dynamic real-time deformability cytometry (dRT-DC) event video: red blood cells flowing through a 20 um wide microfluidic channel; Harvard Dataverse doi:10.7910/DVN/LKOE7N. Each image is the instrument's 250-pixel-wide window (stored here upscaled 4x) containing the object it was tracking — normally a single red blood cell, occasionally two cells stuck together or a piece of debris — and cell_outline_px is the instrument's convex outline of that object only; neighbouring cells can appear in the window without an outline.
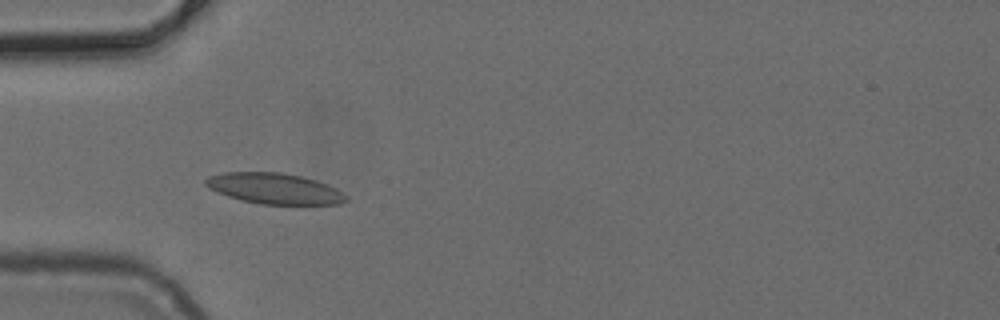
{"species": "common noctule bat (a hibernating species)", "species_latin": "Nyctalus noctula", "temperature_condition": "cold", "stored_images_in_passage": 37, "camera_frame_rate_fps": 3000, "um_per_image_px": 0.085, "animal": {"sex": "female", "body_mass_g": 24.6, "forearm_length_mm": 56.2}, "frame": {"image": 1, "passage_image": 2, "time_ms": 0.333, "image_size_px": [1000, 320], "cell_outline_px": [[348, 200], [340, 204], [260, 204], [240, 200], [216, 192], [208, 188], [204, 184], [204, 180], [208, 176], [224, 172], [280, 172], [300, 176], [316, 180], [328, 184], [336, 188], [348, 196]], "centroid_in_image_um": [23.31, 16.02], "position_along_channel_um": 61.7, "area_um2": 25.37}}
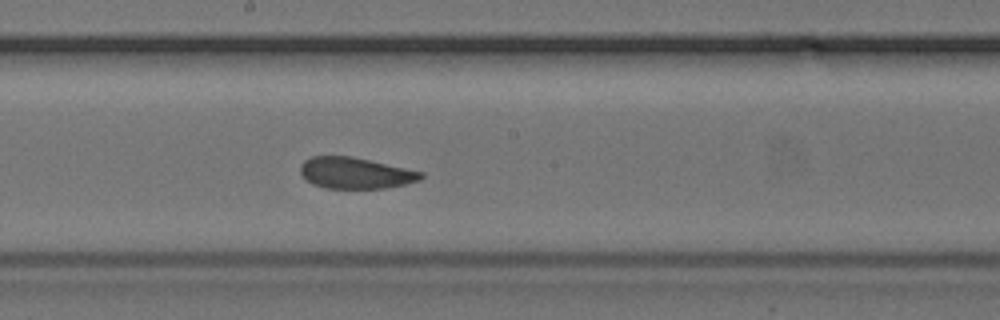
{"frame": {"image": 2, "passage_image": 14, "time_ms": 4.333, "image_size_px": [1000, 320], "cell_outline_px": [[424, 176], [420, 180], [404, 184], [384, 188], [324, 188], [312, 184], [304, 180], [300, 172], [300, 164], [304, 160], [312, 156], [352, 156], [424, 172]], "centroid_in_image_um": [30.17, 14.7], "position_along_channel_um": 218.0, "area_um2": 22.08}}
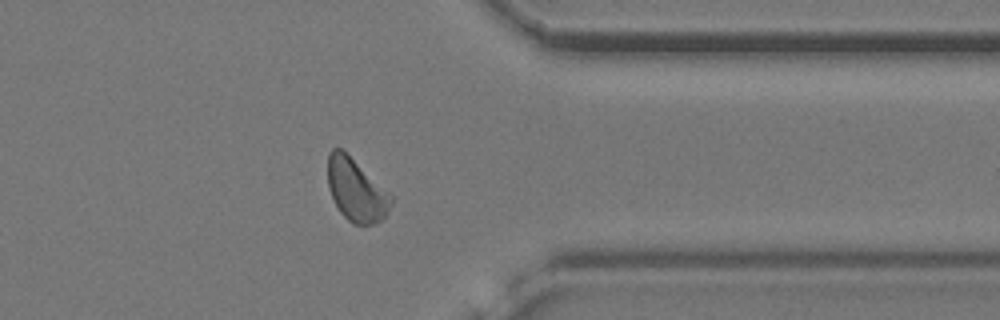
{"frame": {"image": 3, "passage_image": 27, "time_ms": 8.667, "image_size_px": [1000, 320], "cell_outline_px": [[392, 204], [388, 212], [376, 224], [352, 224], [340, 212], [328, 188], [328, 152], [332, 148], [340, 148], [388, 192], [392, 196]], "centroid_in_image_um": [30.25, 16.18], "position_along_channel_um": 381.1, "area_um2": 22.54}}